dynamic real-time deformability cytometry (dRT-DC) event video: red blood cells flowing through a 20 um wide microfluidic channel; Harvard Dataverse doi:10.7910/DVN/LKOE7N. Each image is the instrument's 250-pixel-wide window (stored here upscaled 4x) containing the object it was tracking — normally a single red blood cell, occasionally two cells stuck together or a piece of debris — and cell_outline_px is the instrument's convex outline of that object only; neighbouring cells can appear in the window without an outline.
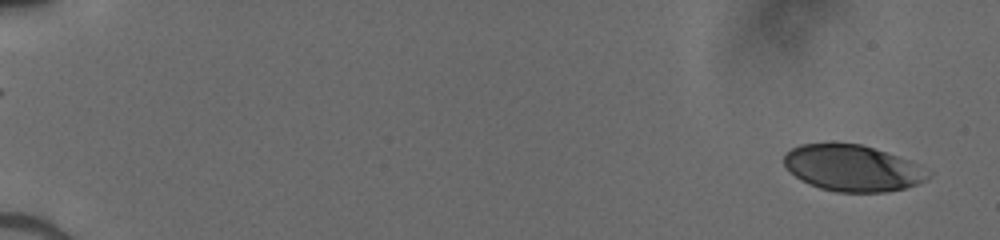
{"species": "human", "species_latin": "Homo sapiens", "temperature_condition": "cold", "stored_images_in_passage": 50, "camera_frame_rate_fps": 3000, "um_per_image_px": 0.085, "donor": {"sex": "male"}, "frame": {"image": 1, "passage_image": 1, "time_ms": 0.0, "image_size_px": [1000, 240], "cell_outline_px": [[932, 172], [924, 180], [916, 184], [904, 188], [884, 192], [836, 192], [820, 188], [800, 180], [784, 164], [784, 156], [792, 148], [800, 144], [860, 144], [908, 160]], "centroid_in_image_um": [72.45, 14.3], "position_along_channel_um": 12.5, "area_um2": 38.15}}
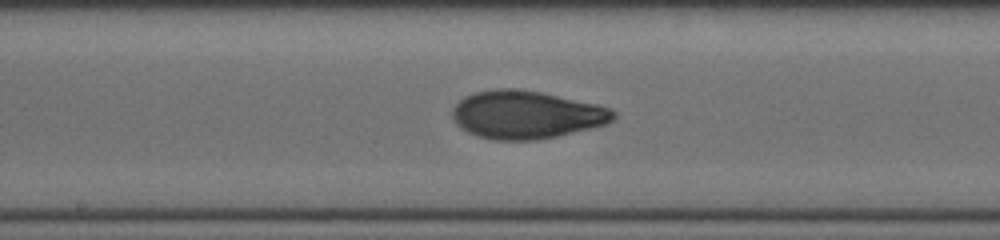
{"frame": {"image": 2, "passage_image": 28, "time_ms": 9.0, "image_size_px": [1000, 240], "cell_outline_px": [[616, 116], [608, 124], [556, 136], [536, 140], [492, 140], [476, 136], [460, 128], [456, 124], [452, 116], [452, 108], [464, 96], [476, 92], [496, 88], [512, 88], [540, 92], [596, 104], [612, 108], [616, 112]], "centroid_in_image_um": [44.72, 9.75], "position_along_channel_um": 203.5, "area_um2": 45.08}}
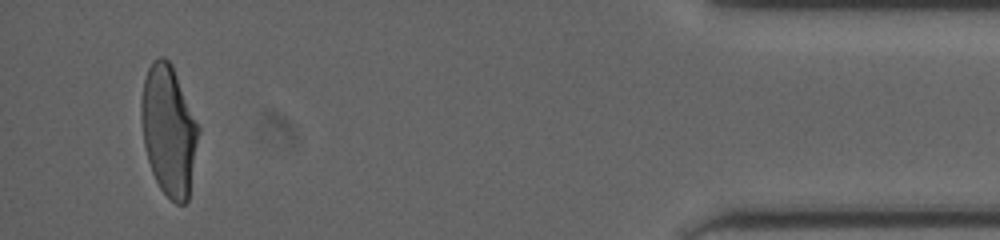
{"frame": {"image": 3, "passage_image": 48, "time_ms": 15.667, "image_size_px": [1000, 240], "cell_outline_px": [[200, 132], [188, 200], [184, 204], [176, 204], [160, 188], [152, 172], [148, 160], [144, 144], [140, 116], [140, 104], [144, 80], [148, 68], [152, 60], [160, 56], [164, 56], [172, 64], [200, 124]], "centroid_in_image_um": [14.36, 11.04], "position_along_channel_um": 420.8, "area_um2": 43.93}}